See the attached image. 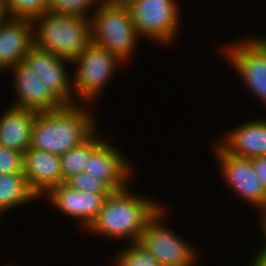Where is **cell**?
I'll list each match as a JSON object with an SVG mask.
<instances>
[{
  "label": "cell",
  "mask_w": 266,
  "mask_h": 266,
  "mask_svg": "<svg viewBox=\"0 0 266 266\" xmlns=\"http://www.w3.org/2000/svg\"><path fill=\"white\" fill-rule=\"evenodd\" d=\"M129 186L112 192L104 201L98 216L84 232L102 238L128 243L139 242L149 221L165 205L155 197L135 193ZM157 200V201H156Z\"/></svg>",
  "instance_id": "1"
},
{
  "label": "cell",
  "mask_w": 266,
  "mask_h": 266,
  "mask_svg": "<svg viewBox=\"0 0 266 266\" xmlns=\"http://www.w3.org/2000/svg\"><path fill=\"white\" fill-rule=\"evenodd\" d=\"M92 112V104L77 103L37 113L30 147L61 156L79 146L99 128L96 127L97 115Z\"/></svg>",
  "instance_id": "2"
},
{
  "label": "cell",
  "mask_w": 266,
  "mask_h": 266,
  "mask_svg": "<svg viewBox=\"0 0 266 266\" xmlns=\"http://www.w3.org/2000/svg\"><path fill=\"white\" fill-rule=\"evenodd\" d=\"M33 46L72 62L91 42V21L76 15L45 12L33 19Z\"/></svg>",
  "instance_id": "3"
},
{
  "label": "cell",
  "mask_w": 266,
  "mask_h": 266,
  "mask_svg": "<svg viewBox=\"0 0 266 266\" xmlns=\"http://www.w3.org/2000/svg\"><path fill=\"white\" fill-rule=\"evenodd\" d=\"M90 21L93 43L107 49L124 63L132 61L140 36L123 1L102 0Z\"/></svg>",
  "instance_id": "4"
},
{
  "label": "cell",
  "mask_w": 266,
  "mask_h": 266,
  "mask_svg": "<svg viewBox=\"0 0 266 266\" xmlns=\"http://www.w3.org/2000/svg\"><path fill=\"white\" fill-rule=\"evenodd\" d=\"M124 64L128 65L91 41L70 64L75 67L73 70L76 69L72 73V90L76 100L79 103H96L106 85L118 74L117 68L122 69Z\"/></svg>",
  "instance_id": "5"
},
{
  "label": "cell",
  "mask_w": 266,
  "mask_h": 266,
  "mask_svg": "<svg viewBox=\"0 0 266 266\" xmlns=\"http://www.w3.org/2000/svg\"><path fill=\"white\" fill-rule=\"evenodd\" d=\"M133 25L140 36L151 43L168 47L181 32L182 14L177 0H124ZM179 34V35H178Z\"/></svg>",
  "instance_id": "6"
},
{
  "label": "cell",
  "mask_w": 266,
  "mask_h": 266,
  "mask_svg": "<svg viewBox=\"0 0 266 266\" xmlns=\"http://www.w3.org/2000/svg\"><path fill=\"white\" fill-rule=\"evenodd\" d=\"M258 36V37H257ZM246 35L223 44L222 54L226 62L239 75L251 94L266 108V36Z\"/></svg>",
  "instance_id": "7"
},
{
  "label": "cell",
  "mask_w": 266,
  "mask_h": 266,
  "mask_svg": "<svg viewBox=\"0 0 266 266\" xmlns=\"http://www.w3.org/2000/svg\"><path fill=\"white\" fill-rule=\"evenodd\" d=\"M167 208L162 207L149 221L139 242L162 266H196L201 254L199 248L197 251L186 238L180 237L169 224H165L169 215Z\"/></svg>",
  "instance_id": "8"
},
{
  "label": "cell",
  "mask_w": 266,
  "mask_h": 266,
  "mask_svg": "<svg viewBox=\"0 0 266 266\" xmlns=\"http://www.w3.org/2000/svg\"><path fill=\"white\" fill-rule=\"evenodd\" d=\"M215 162L220 168L221 180L225 187L237 195L254 210H258L266 203V191L254 171L251 159L240 158L226 152L217 142L211 145ZM239 196V197H238ZM252 205V206H251Z\"/></svg>",
  "instance_id": "9"
},
{
  "label": "cell",
  "mask_w": 266,
  "mask_h": 266,
  "mask_svg": "<svg viewBox=\"0 0 266 266\" xmlns=\"http://www.w3.org/2000/svg\"><path fill=\"white\" fill-rule=\"evenodd\" d=\"M107 140L91 153L84 172L102 181L112 192L121 191L131 187L135 167L118 146Z\"/></svg>",
  "instance_id": "10"
},
{
  "label": "cell",
  "mask_w": 266,
  "mask_h": 266,
  "mask_svg": "<svg viewBox=\"0 0 266 266\" xmlns=\"http://www.w3.org/2000/svg\"><path fill=\"white\" fill-rule=\"evenodd\" d=\"M109 195L77 191L64 182L53 187L42 198L47 201L48 205H53L57 212L60 211V214L62 213L69 219H76L80 225L78 228L81 227L84 233L98 216Z\"/></svg>",
  "instance_id": "11"
},
{
  "label": "cell",
  "mask_w": 266,
  "mask_h": 266,
  "mask_svg": "<svg viewBox=\"0 0 266 266\" xmlns=\"http://www.w3.org/2000/svg\"><path fill=\"white\" fill-rule=\"evenodd\" d=\"M24 62L36 72L43 85L63 105L78 103L72 90V72H68L70 61L33 46L25 56Z\"/></svg>",
  "instance_id": "12"
},
{
  "label": "cell",
  "mask_w": 266,
  "mask_h": 266,
  "mask_svg": "<svg viewBox=\"0 0 266 266\" xmlns=\"http://www.w3.org/2000/svg\"><path fill=\"white\" fill-rule=\"evenodd\" d=\"M8 71L13 73L12 89L16 94L10 106L36 113L50 112L63 106L24 61Z\"/></svg>",
  "instance_id": "13"
},
{
  "label": "cell",
  "mask_w": 266,
  "mask_h": 266,
  "mask_svg": "<svg viewBox=\"0 0 266 266\" xmlns=\"http://www.w3.org/2000/svg\"><path fill=\"white\" fill-rule=\"evenodd\" d=\"M221 136L217 143L231 155L247 159L266 156V116L242 122Z\"/></svg>",
  "instance_id": "14"
},
{
  "label": "cell",
  "mask_w": 266,
  "mask_h": 266,
  "mask_svg": "<svg viewBox=\"0 0 266 266\" xmlns=\"http://www.w3.org/2000/svg\"><path fill=\"white\" fill-rule=\"evenodd\" d=\"M23 174L40 200L53 187L64 183L60 156L29 147L23 154Z\"/></svg>",
  "instance_id": "15"
},
{
  "label": "cell",
  "mask_w": 266,
  "mask_h": 266,
  "mask_svg": "<svg viewBox=\"0 0 266 266\" xmlns=\"http://www.w3.org/2000/svg\"><path fill=\"white\" fill-rule=\"evenodd\" d=\"M32 47V22L8 17L0 24V72L8 74V70L24 61Z\"/></svg>",
  "instance_id": "16"
},
{
  "label": "cell",
  "mask_w": 266,
  "mask_h": 266,
  "mask_svg": "<svg viewBox=\"0 0 266 266\" xmlns=\"http://www.w3.org/2000/svg\"><path fill=\"white\" fill-rule=\"evenodd\" d=\"M36 114L8 105L0 115V145L24 154L30 147Z\"/></svg>",
  "instance_id": "17"
},
{
  "label": "cell",
  "mask_w": 266,
  "mask_h": 266,
  "mask_svg": "<svg viewBox=\"0 0 266 266\" xmlns=\"http://www.w3.org/2000/svg\"><path fill=\"white\" fill-rule=\"evenodd\" d=\"M38 200L23 173L0 174V218L8 211Z\"/></svg>",
  "instance_id": "18"
},
{
  "label": "cell",
  "mask_w": 266,
  "mask_h": 266,
  "mask_svg": "<svg viewBox=\"0 0 266 266\" xmlns=\"http://www.w3.org/2000/svg\"><path fill=\"white\" fill-rule=\"evenodd\" d=\"M96 130L86 141L77 147L71 148L60 156L63 180L80 172H84L91 153L106 139ZM100 137V138H99Z\"/></svg>",
  "instance_id": "19"
},
{
  "label": "cell",
  "mask_w": 266,
  "mask_h": 266,
  "mask_svg": "<svg viewBox=\"0 0 266 266\" xmlns=\"http://www.w3.org/2000/svg\"><path fill=\"white\" fill-rule=\"evenodd\" d=\"M116 253L112 261L117 266H162L140 242L127 243Z\"/></svg>",
  "instance_id": "20"
},
{
  "label": "cell",
  "mask_w": 266,
  "mask_h": 266,
  "mask_svg": "<svg viewBox=\"0 0 266 266\" xmlns=\"http://www.w3.org/2000/svg\"><path fill=\"white\" fill-rule=\"evenodd\" d=\"M102 0H46L48 12L91 19ZM94 9V10H93Z\"/></svg>",
  "instance_id": "21"
},
{
  "label": "cell",
  "mask_w": 266,
  "mask_h": 266,
  "mask_svg": "<svg viewBox=\"0 0 266 266\" xmlns=\"http://www.w3.org/2000/svg\"><path fill=\"white\" fill-rule=\"evenodd\" d=\"M9 17L33 19L47 12L46 0H4Z\"/></svg>",
  "instance_id": "22"
},
{
  "label": "cell",
  "mask_w": 266,
  "mask_h": 266,
  "mask_svg": "<svg viewBox=\"0 0 266 266\" xmlns=\"http://www.w3.org/2000/svg\"><path fill=\"white\" fill-rule=\"evenodd\" d=\"M65 183L77 191L90 192L92 194H111L112 191L99 179L80 172L69 177Z\"/></svg>",
  "instance_id": "23"
},
{
  "label": "cell",
  "mask_w": 266,
  "mask_h": 266,
  "mask_svg": "<svg viewBox=\"0 0 266 266\" xmlns=\"http://www.w3.org/2000/svg\"><path fill=\"white\" fill-rule=\"evenodd\" d=\"M23 173V153L0 145V174Z\"/></svg>",
  "instance_id": "24"
},
{
  "label": "cell",
  "mask_w": 266,
  "mask_h": 266,
  "mask_svg": "<svg viewBox=\"0 0 266 266\" xmlns=\"http://www.w3.org/2000/svg\"><path fill=\"white\" fill-rule=\"evenodd\" d=\"M254 171L266 191V156H258L251 159Z\"/></svg>",
  "instance_id": "25"
},
{
  "label": "cell",
  "mask_w": 266,
  "mask_h": 266,
  "mask_svg": "<svg viewBox=\"0 0 266 266\" xmlns=\"http://www.w3.org/2000/svg\"><path fill=\"white\" fill-rule=\"evenodd\" d=\"M259 246L258 250H255L256 253L254 252L252 254L253 259L251 256L250 261L248 262L249 266H266V245Z\"/></svg>",
  "instance_id": "26"
},
{
  "label": "cell",
  "mask_w": 266,
  "mask_h": 266,
  "mask_svg": "<svg viewBox=\"0 0 266 266\" xmlns=\"http://www.w3.org/2000/svg\"><path fill=\"white\" fill-rule=\"evenodd\" d=\"M258 211V215H260L259 217H257L259 220L258 225H260V230H262V234L260 235L264 237V243L262 245H266V203Z\"/></svg>",
  "instance_id": "27"
},
{
  "label": "cell",
  "mask_w": 266,
  "mask_h": 266,
  "mask_svg": "<svg viewBox=\"0 0 266 266\" xmlns=\"http://www.w3.org/2000/svg\"><path fill=\"white\" fill-rule=\"evenodd\" d=\"M9 17L4 0H0V24Z\"/></svg>",
  "instance_id": "28"
},
{
  "label": "cell",
  "mask_w": 266,
  "mask_h": 266,
  "mask_svg": "<svg viewBox=\"0 0 266 266\" xmlns=\"http://www.w3.org/2000/svg\"><path fill=\"white\" fill-rule=\"evenodd\" d=\"M12 264H13V262L11 264L8 263L7 266H16V264H13V265Z\"/></svg>",
  "instance_id": "29"
},
{
  "label": "cell",
  "mask_w": 266,
  "mask_h": 266,
  "mask_svg": "<svg viewBox=\"0 0 266 266\" xmlns=\"http://www.w3.org/2000/svg\"><path fill=\"white\" fill-rule=\"evenodd\" d=\"M106 1H124V0H106Z\"/></svg>",
  "instance_id": "30"
},
{
  "label": "cell",
  "mask_w": 266,
  "mask_h": 266,
  "mask_svg": "<svg viewBox=\"0 0 266 266\" xmlns=\"http://www.w3.org/2000/svg\"><path fill=\"white\" fill-rule=\"evenodd\" d=\"M111 263H112V264H111L112 266H117V265L115 264V262L112 261Z\"/></svg>",
  "instance_id": "31"
}]
</instances>
